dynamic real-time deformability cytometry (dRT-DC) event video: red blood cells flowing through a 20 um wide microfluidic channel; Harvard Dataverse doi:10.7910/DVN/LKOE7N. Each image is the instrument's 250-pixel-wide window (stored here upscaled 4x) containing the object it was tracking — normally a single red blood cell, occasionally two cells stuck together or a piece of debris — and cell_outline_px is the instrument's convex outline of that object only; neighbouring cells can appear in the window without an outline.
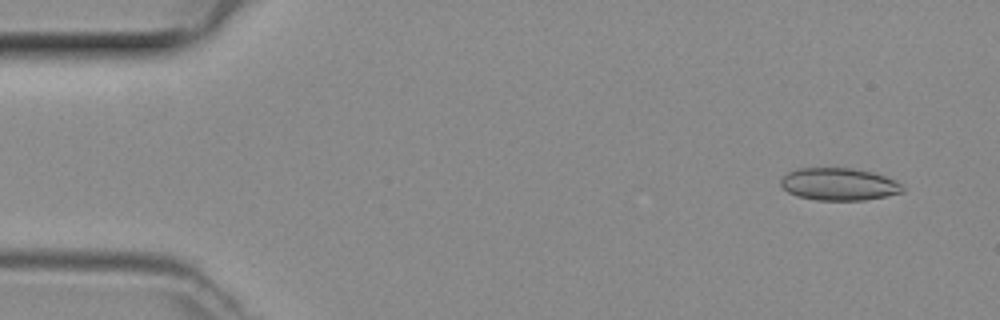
{"species": "common noctule bat (a hibernating species)", "species_latin": "Nyctalus noctula", "temperature_condition": "room temperature", "stored_images_in_passage": 49, "segment_of_instrument_passage": [1, 2], "camera_frame_rate_fps": 3000, "um_per_image_px": 0.085, "animal": {"sex": "female", "body_mass_g": 29.2, "forearm_length_mm": 56.3}, "frame": {"image": 1, "passage_image": 3, "time_ms": 0.667, "image_size_px": [1000, 320], "cell_outline_px": [[904, 192], [864, 200], [816, 200], [796, 196], [788, 192], [780, 184], [780, 180], [788, 172], [796, 168], [852, 168], [872, 172], [884, 176], [900, 184], [904, 188]], "centroid_in_image_um": [71.27, 15.66], "position_along_channel_um": 13.7, "area_um2": 22.89}}
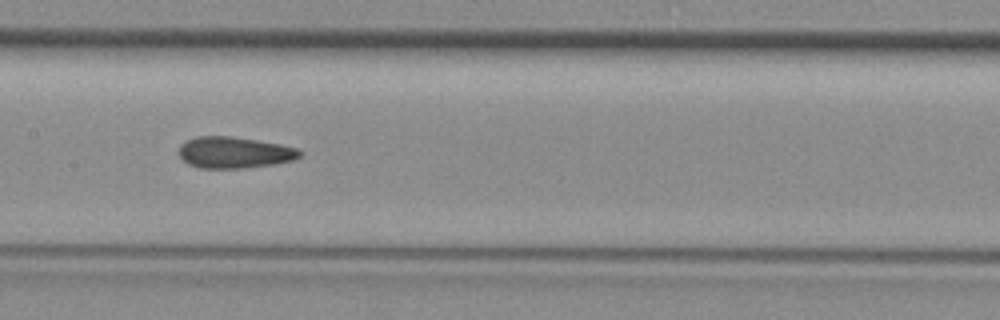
{"frame": {"image": 2, "passage_image": 23, "time_ms": 7.333, "image_size_px": [1000, 320], "cell_outline_px": [[300, 156], [292, 160], [272, 164], [244, 168], [200, 168], [188, 164], [180, 156], [180, 144], [196, 136], [232, 136], [280, 144], [296, 148], [300, 152]], "centroid_in_image_um": [19.89, 12.96], "position_along_channel_um": 187.5, "area_um2": 21.85}}
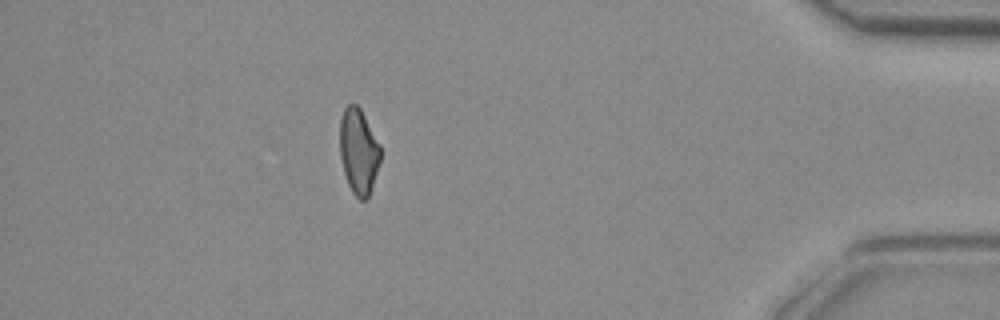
{"frame": {"image": 3, "passage_image": 42, "time_ms": 13.667, "image_size_px": [1000, 320], "cell_outline_px": [[380, 160], [368, 200], [360, 200], [352, 192], [348, 184], [344, 172], [340, 156], [340, 120], [344, 108], [348, 104], [356, 104], [360, 108], [380, 144]], "centroid_in_image_um": [30.48, 12.87], "position_along_channel_um": 404.7, "area_um2": 20.17}}